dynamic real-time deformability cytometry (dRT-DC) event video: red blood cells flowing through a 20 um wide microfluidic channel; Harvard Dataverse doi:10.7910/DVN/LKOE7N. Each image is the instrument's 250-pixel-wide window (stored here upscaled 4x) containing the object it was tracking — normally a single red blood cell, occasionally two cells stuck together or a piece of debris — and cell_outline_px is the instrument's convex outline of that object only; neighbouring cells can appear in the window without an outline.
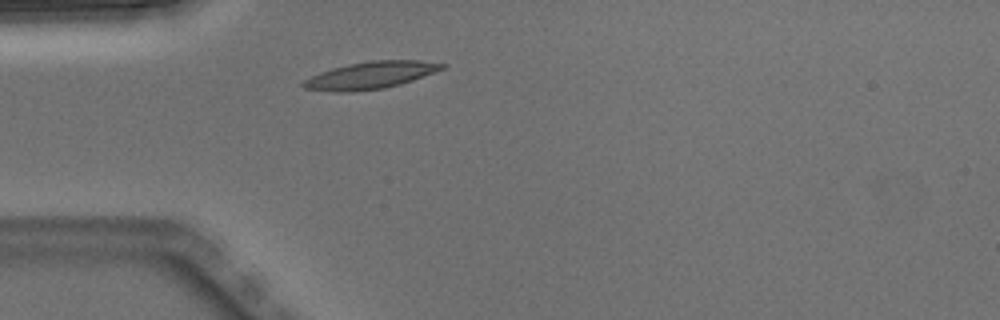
{"species": "Egyptian fruit bat (a non-hibernating species)", "species_latin": "Rousettus aegyptiacus", "temperature_condition": "warm", "stored_images_in_passage": 2, "camera_frame_rate_fps": 3000, "um_per_image_px": 0.085, "animal": {"sex": "male"}, "frame": {"image": 1, "passage_image": 2, "time_ms": 0.333, "image_size_px": [1000, 320], "cell_outline_px": [[448, 64], [444, 68], [412, 80], [400, 84], [384, 88], [344, 92], [328, 92], [304, 88], [300, 84], [304, 80], [320, 72], [332, 68], [348, 64], [372, 60], [420, 60]], "centroid_in_image_um": [31.46, 6.39], "position_along_channel_um": 53.5, "area_um2": 21.85}}